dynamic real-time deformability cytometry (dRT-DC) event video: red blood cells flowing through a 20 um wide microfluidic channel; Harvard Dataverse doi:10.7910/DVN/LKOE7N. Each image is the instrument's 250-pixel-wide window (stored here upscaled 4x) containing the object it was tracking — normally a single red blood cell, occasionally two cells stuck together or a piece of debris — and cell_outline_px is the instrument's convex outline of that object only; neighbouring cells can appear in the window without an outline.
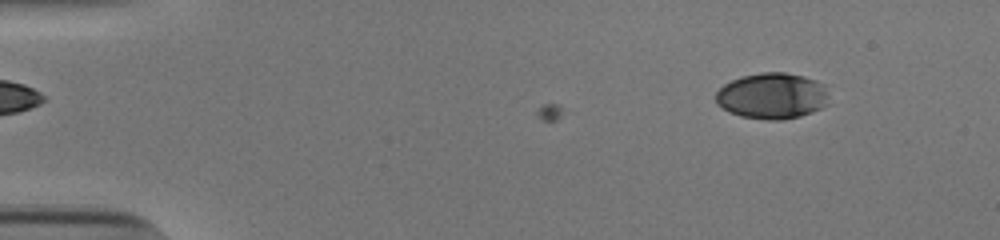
{"species": "human", "species_latin": "Homo sapiens", "temperature_condition": "cold", "stored_images_in_passage": 6, "camera_frame_rate_fps": 3000, "um_per_image_px": 0.085, "donor": {"sex": "male"}, "frame": {"image": 1, "passage_image": 6, "time_ms": 1.667, "image_size_px": [1000, 240], "cell_outline_px": [[828, 104], [812, 112], [800, 116], [784, 120], [768, 120], [740, 116], [728, 112], [716, 104], [716, 92], [724, 84], [732, 80], [744, 76], [760, 72], [784, 72], [804, 76], [816, 80], [824, 84]], "centroid_in_image_um": [65.62, 8.16], "position_along_channel_um": 19.4, "area_um2": 30.46}}